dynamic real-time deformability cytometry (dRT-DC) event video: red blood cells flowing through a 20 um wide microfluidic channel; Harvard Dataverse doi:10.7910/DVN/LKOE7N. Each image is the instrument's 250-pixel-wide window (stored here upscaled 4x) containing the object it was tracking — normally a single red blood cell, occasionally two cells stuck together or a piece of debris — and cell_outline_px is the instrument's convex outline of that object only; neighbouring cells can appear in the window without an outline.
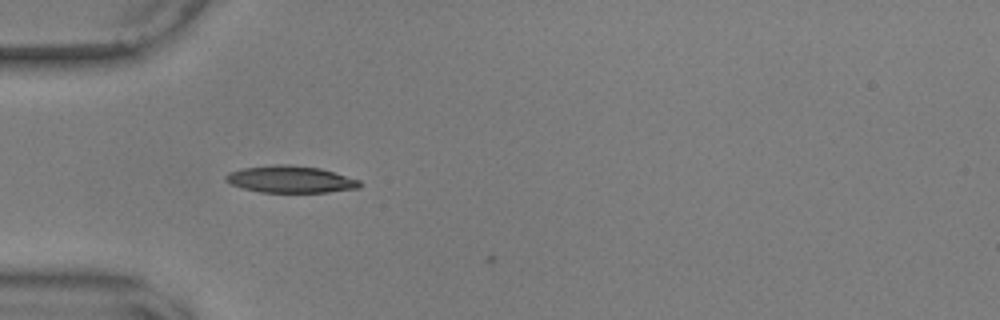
{"species": "common noctule bat (a hibernating species)", "species_latin": "Nyctalus noctula", "temperature_condition": "warm", "stored_images_in_passage": 2, "camera_frame_rate_fps": 3000, "um_per_image_px": 0.085, "animal": {"sex": "male", "body_mass_g": 17.9, "forearm_length_mm": 54.2}, "frame": {"image": 1, "passage_image": 1, "time_ms": 0.0, "image_size_px": [1000, 320], "cell_outline_px": [[360, 188], [328, 192], [260, 192], [244, 188], [232, 184], [224, 180], [224, 176], [228, 172], [244, 168], [276, 164], [288, 164], [320, 168], [360, 180]], "centroid_in_image_um": [24.68, 15.24], "position_along_channel_um": 60.3, "area_um2": 20.92}}